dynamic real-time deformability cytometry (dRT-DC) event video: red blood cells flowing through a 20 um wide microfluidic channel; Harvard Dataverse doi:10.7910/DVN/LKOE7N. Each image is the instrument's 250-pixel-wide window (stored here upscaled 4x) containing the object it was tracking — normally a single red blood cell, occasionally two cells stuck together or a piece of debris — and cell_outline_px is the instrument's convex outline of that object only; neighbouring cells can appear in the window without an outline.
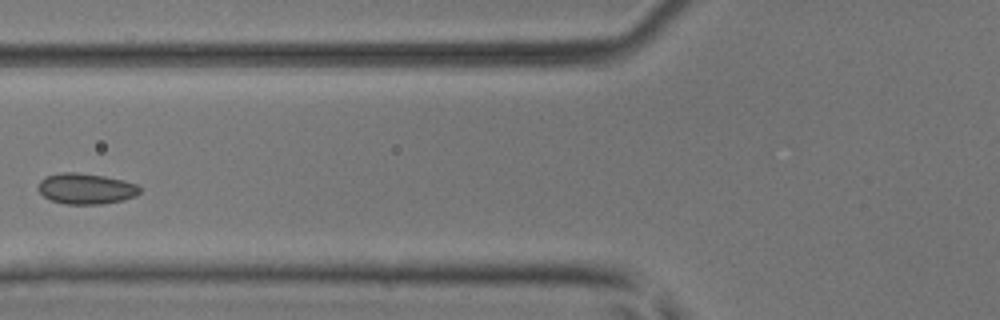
{"species": "common noctule bat (a hibernating species)", "species_latin": "Nyctalus noctula", "temperature_condition": "room temperature", "stored_images_in_passage": 5, "camera_frame_rate_fps": 3000, "um_per_image_px": 0.085, "animal": {"sex": "male", "body_mass_g": 17.9, "forearm_length_mm": 54.2}, "frame": {"image": 1, "passage_image": 4, "time_ms": 1.0, "image_size_px": [1000, 320], "cell_outline_px": [[140, 192], [136, 196], [124, 200], [100, 204], [64, 204], [52, 200], [44, 196], [36, 188], [40, 180], [48, 176], [64, 172], [76, 172], [104, 176], [124, 180], [136, 184], [140, 188]], "centroid_in_image_um": [7.31, 16.04], "position_along_channel_um": 118.5, "area_um2": 18.21}}
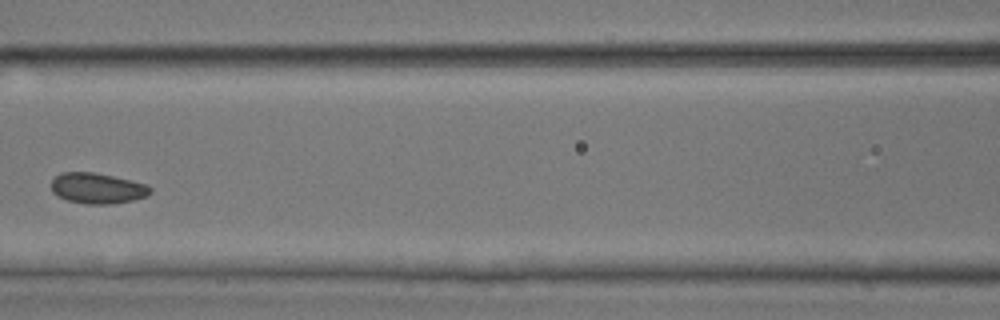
{"frame": {"image": 2, "passage_image": 5, "time_ms": 1.333, "image_size_px": [1000, 320], "cell_outline_px": [[152, 192], [148, 196], [132, 200], [112, 204], [88, 204], [68, 200], [52, 192], [52, 180], [60, 172], [96, 172], [144, 184], [152, 188]], "centroid_in_image_um": [8.28, 16.0], "position_along_channel_um": 158.3, "area_um2": 17.51}}